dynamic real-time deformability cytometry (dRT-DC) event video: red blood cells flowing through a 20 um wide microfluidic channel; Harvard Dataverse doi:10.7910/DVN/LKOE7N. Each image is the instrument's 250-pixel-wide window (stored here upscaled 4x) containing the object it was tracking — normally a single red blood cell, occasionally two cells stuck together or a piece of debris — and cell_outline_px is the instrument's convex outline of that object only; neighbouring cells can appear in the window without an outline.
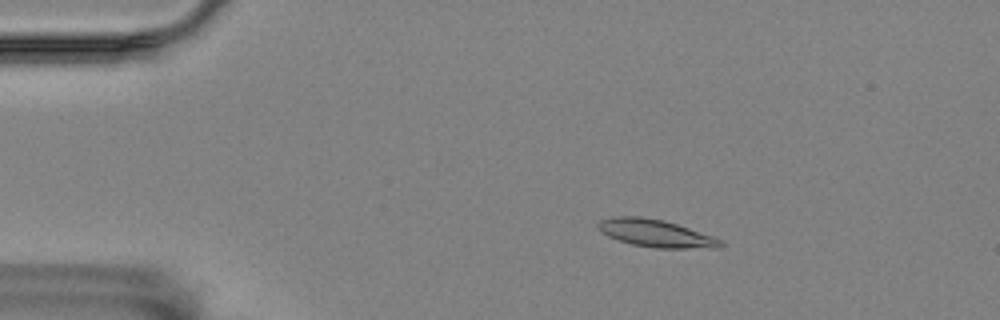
{"species": "Egyptian fruit bat (a non-hibernating species)", "species_latin": "Rousettus aegyptiacus", "temperature_condition": "room temperature", "stored_images_in_passage": 57, "camera_frame_rate_fps": 3000, "um_per_image_px": 0.085, "animal": {"sex": "female"}, "frame": {"image": 1, "passage_image": 10, "time_ms": 3.0, "image_size_px": [1000, 320], "cell_outline_px": [[724, 244], [720, 248], [652, 248], [632, 244], [608, 236], [600, 232], [596, 228], [596, 224], [600, 220], [612, 216], [640, 216], [664, 220], [724, 240]], "centroid_in_image_um": [55.72, 19.83], "position_along_channel_um": 29.3, "area_um2": 19.77}}
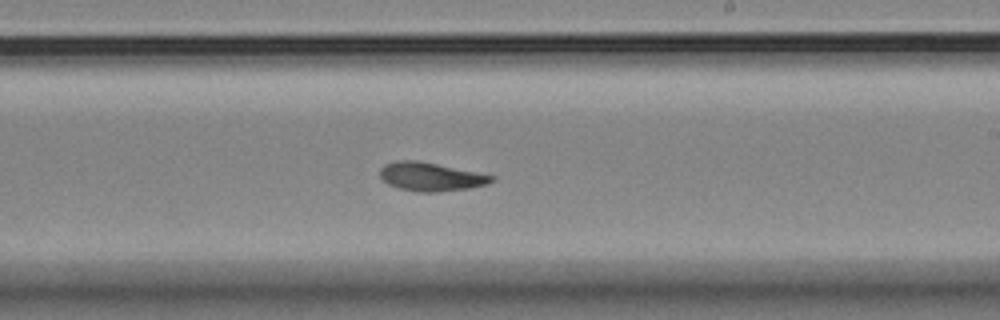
{"frame": {"image": 2, "passage_image": 34, "time_ms": 11.0, "image_size_px": [1000, 320], "cell_outline_px": [[496, 180], [488, 184], [472, 188], [436, 192], [420, 192], [400, 188], [388, 184], [380, 176], [380, 168], [384, 164], [396, 160], [416, 160], [496, 176]], "centroid_in_image_um": [36.64, 15.02], "position_along_channel_um": 252.4, "area_um2": 18.55}}
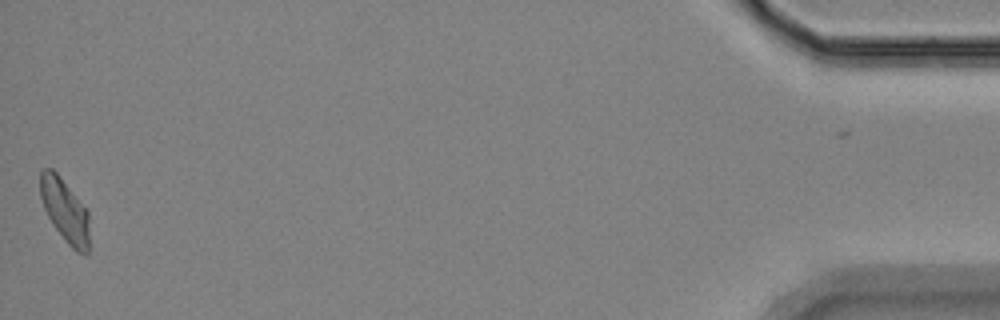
{"frame": {"image": 3, "passage_image": 57, "time_ms": 18.667, "image_size_px": [1000, 320], "cell_outline_px": [[88, 252], [84, 256], [76, 252], [68, 244], [52, 224], [44, 208], [40, 196], [40, 172], [44, 168], [52, 168], [60, 176], [88, 212]], "centroid_in_image_um": [5.5, 17.9], "position_along_channel_um": 429.7, "area_um2": 17.92}, "authors_computed_cell_mechanics": {"area_um2": 18.6116, "velocity_mm_per_s": 3.4812, "shape_relaxation_time_tau1_ms": 5.1076, "shape_relaxation_time_tau2_ms": 5.0835, "deformation_change_tau1": 0.1582, "deformation_change_tau2": 0.0671}}